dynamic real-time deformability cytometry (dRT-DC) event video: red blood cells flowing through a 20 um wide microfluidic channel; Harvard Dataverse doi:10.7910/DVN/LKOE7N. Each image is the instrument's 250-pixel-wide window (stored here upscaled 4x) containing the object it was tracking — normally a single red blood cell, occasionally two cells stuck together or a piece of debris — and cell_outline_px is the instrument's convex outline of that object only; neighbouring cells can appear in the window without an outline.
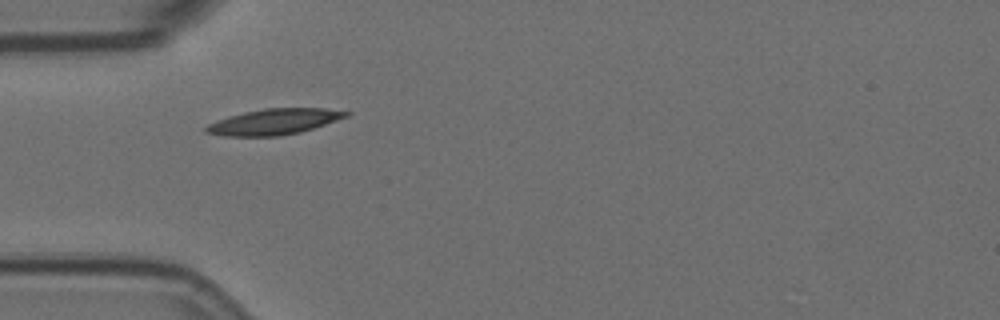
{"species": "Egyptian fruit bat (a non-hibernating species)", "species_latin": "Rousettus aegyptiacus", "temperature_condition": "room temperature", "stored_images_in_passage": 7, "camera_frame_rate_fps": 3000, "um_per_image_px": 0.085, "animal": {"sex": "female"}, "frame": {"image": 1, "passage_image": 1, "time_ms": 0.0, "image_size_px": [1000, 320], "cell_outline_px": [[352, 112], [348, 116], [300, 132], [280, 136], [224, 136], [204, 132], [204, 128], [208, 124], [216, 120], [228, 116], [244, 112], [264, 108], [324, 108]], "centroid_in_image_um": [23.25, 10.34], "position_along_channel_um": 61.7, "area_um2": 20.98}}
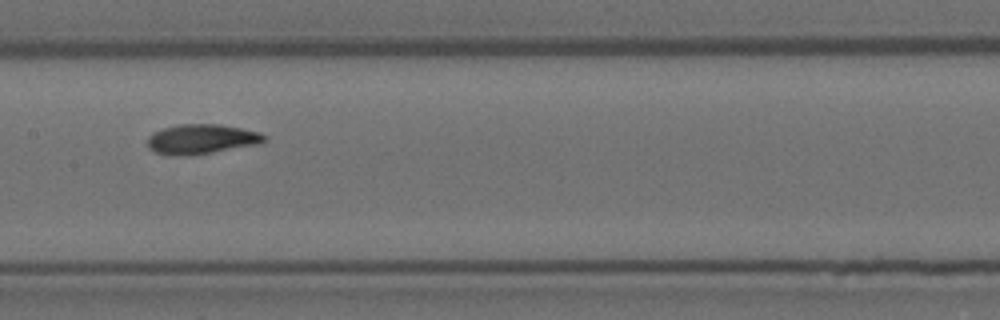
{"frame": {"image": 2, "passage_image": 4, "time_ms": 1.0, "image_size_px": [1000, 320], "cell_outline_px": [[268, 140], [260, 144], [188, 156], [180, 156], [156, 152], [148, 148], [148, 136], [152, 132], [164, 128], [180, 124], [220, 124], [260, 132], [268, 136]], "centroid_in_image_um": [17.17, 11.82], "position_along_channel_um": 190.2, "area_um2": 20.35}}
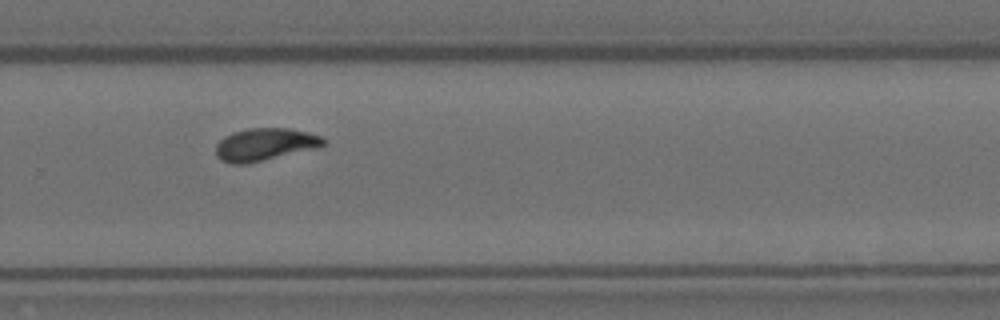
{"frame": {"image": 3, "passage_image": 7, "time_ms": 2.0, "image_size_px": [1000, 320], "cell_outline_px": [[324, 144], [320, 148], [248, 164], [232, 164], [220, 160], [216, 156], [216, 144], [224, 136], [232, 132], [248, 128], [288, 128], [308, 132], [320, 136], [324, 140]], "centroid_in_image_um": [22.5, 12.29], "position_along_channel_um": 307.3, "area_um2": 20.69}}